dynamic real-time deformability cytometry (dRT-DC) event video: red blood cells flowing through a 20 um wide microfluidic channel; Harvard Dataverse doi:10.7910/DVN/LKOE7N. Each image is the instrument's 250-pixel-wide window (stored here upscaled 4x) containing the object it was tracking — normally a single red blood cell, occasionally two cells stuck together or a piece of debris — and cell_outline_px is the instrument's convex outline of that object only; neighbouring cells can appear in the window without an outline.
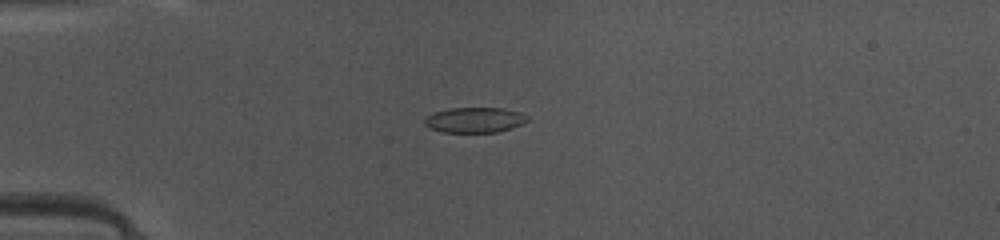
{"species": "common noctule bat (a hibernating species)", "species_latin": "Nyctalus noctula", "temperature_condition": "warm", "stored_images_in_passage": 42, "camera_frame_rate_fps": 3000, "um_per_image_px": 0.085, "animal": {"sex": "female", "body_mass_g": 10.0, "forearm_length_mm": 53.1}, "frame": {"image": 1, "passage_image": 7, "time_ms": 2.0, "image_size_px": [1000, 240], "cell_outline_px": [[528, 120], [512, 128], [496, 132], [440, 132], [424, 124], [424, 116], [448, 108], [500, 108], [520, 112], [528, 116]], "centroid_in_image_um": [40.32, 10.19], "position_along_channel_um": 44.7, "area_um2": 15.09}}
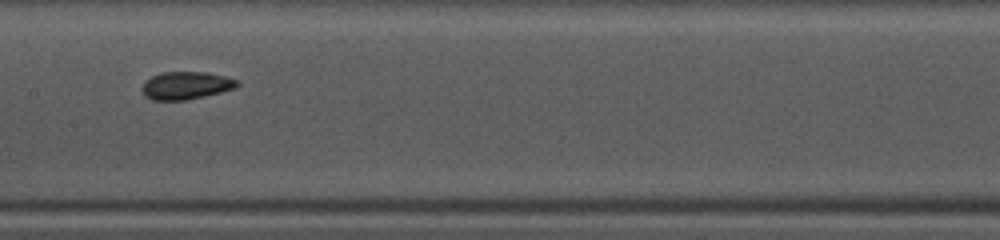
{"frame": {"image": 2, "passage_image": 19, "time_ms": 6.0, "image_size_px": [1000, 240], "cell_outline_px": [[240, 84], [236, 88], [188, 100], [152, 100], [144, 96], [140, 88], [144, 80], [160, 72], [204, 72], [224, 76], [240, 80]], "centroid_in_image_um": [15.78, 7.27], "position_along_channel_um": 191.6, "area_um2": 15.61}}
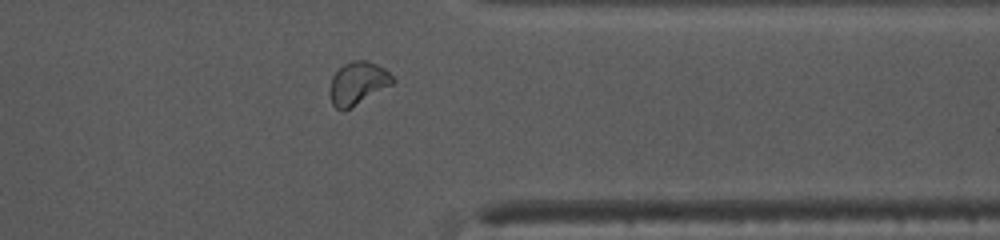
{"frame": {"image": 3, "passage_image": 33, "time_ms": 10.667, "image_size_px": [1000, 240], "cell_outline_px": [[396, 80], [392, 84], [344, 112], [340, 112], [332, 104], [328, 92], [332, 76], [344, 64], [352, 60], [364, 60], [376, 64], [384, 68]], "centroid_in_image_um": [30.37, 7.1], "position_along_channel_um": 381.0, "area_um2": 15.78}, "authors_computed_cell_mechanics": {"area_um2": 15.4904, "velocity_mm_per_s": 4.1375, "shape_relaxation_time_tau1_ms": 9.8815, "shape_relaxation_time_tau2_ms": 1.5529, "deformation_change_tau1": 0.1768, "deformation_change_tau2": 0.0606}}